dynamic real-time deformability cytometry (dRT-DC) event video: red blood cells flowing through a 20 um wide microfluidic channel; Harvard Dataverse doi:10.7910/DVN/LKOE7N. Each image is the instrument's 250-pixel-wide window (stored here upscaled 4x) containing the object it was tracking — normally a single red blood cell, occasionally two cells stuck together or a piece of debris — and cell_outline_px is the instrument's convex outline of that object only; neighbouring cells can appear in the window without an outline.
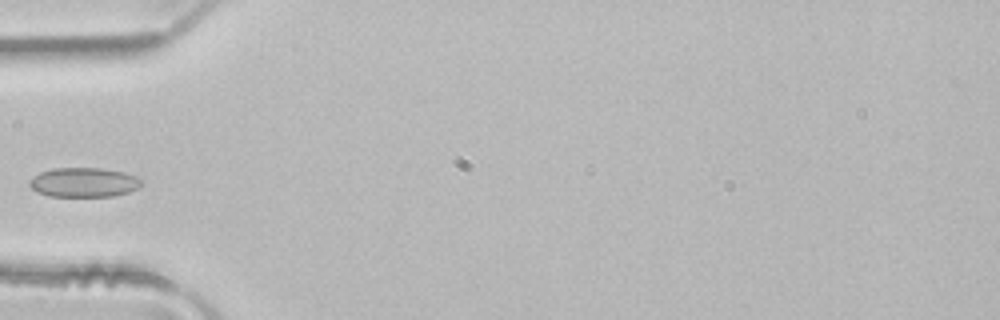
{"species": "common noctule bat (a hibernating species)", "species_latin": "Nyctalus noctula", "temperature_condition": "room temperature", "stored_images_in_passage": 4, "camera_frame_rate_fps": 3000, "um_per_image_px": 0.085, "animal": {"sex": "male", "body_mass_g": 21.5, "forearm_length_mm": 52.0}, "frame": {"image": 1, "passage_image": 3, "time_ms": 0.667, "image_size_px": [1000, 320], "cell_outline_px": [[140, 184], [136, 188], [128, 192], [112, 196], [48, 196], [36, 192], [28, 184], [28, 180], [32, 176], [40, 172], [52, 168], [100, 168], [124, 172], [136, 176], [140, 180]], "centroid_in_image_um": [7.05, 15.49], "position_along_channel_um": 78.0, "area_um2": 19.19}}
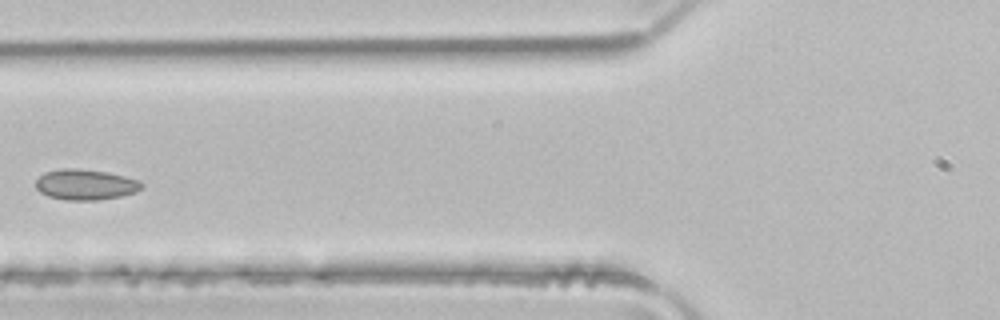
{"frame": {"image": 2, "passage_image": 4, "time_ms": 1.0, "image_size_px": [1000, 320], "cell_outline_px": [[144, 184], [136, 192], [120, 196], [96, 200], [64, 200], [48, 196], [40, 192], [36, 188], [36, 180], [44, 172], [64, 168], [76, 168], [108, 172], [124, 176], [136, 180]], "centroid_in_image_um": [7.23, 15.69], "position_along_channel_um": 118.6, "area_um2": 18.79}}